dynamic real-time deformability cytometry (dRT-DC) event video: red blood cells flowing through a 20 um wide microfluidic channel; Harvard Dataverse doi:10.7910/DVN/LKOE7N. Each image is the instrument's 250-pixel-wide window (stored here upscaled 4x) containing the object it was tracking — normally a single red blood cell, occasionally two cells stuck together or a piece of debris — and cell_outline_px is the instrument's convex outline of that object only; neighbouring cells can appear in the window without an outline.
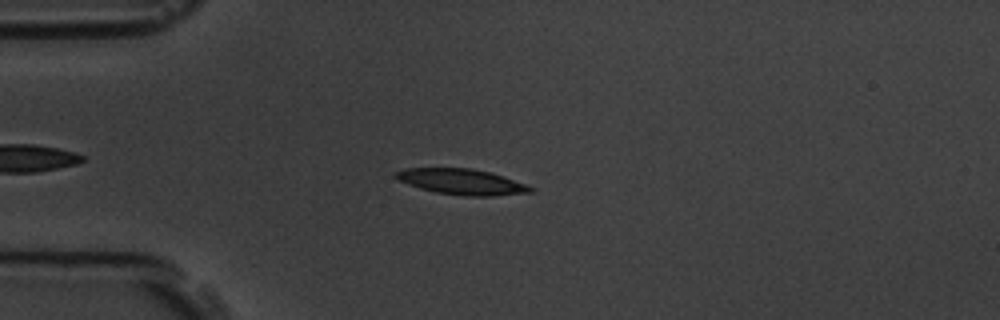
{"species": "common noctule bat (a hibernating species)", "species_latin": "Nyctalus noctula", "temperature_condition": "room temperature", "stored_images_in_passage": 39, "camera_frame_rate_fps": 3000, "um_per_image_px": 0.085, "animal": {"sex": "male", "body_mass_g": 19.5, "forearm_length_mm": 54.6}, "frame": {"image": 1, "passage_image": 5, "time_ms": 1.333, "image_size_px": [1000, 320], "cell_outline_px": [[532, 192], [492, 196], [464, 196], [436, 192], [420, 188], [396, 180], [392, 176], [392, 172], [404, 168], [472, 168], [492, 172], [504, 176], [524, 184], [532, 188]], "centroid_in_image_um": [39.16, 15.43], "position_along_channel_um": 45.8, "area_um2": 20.29}}
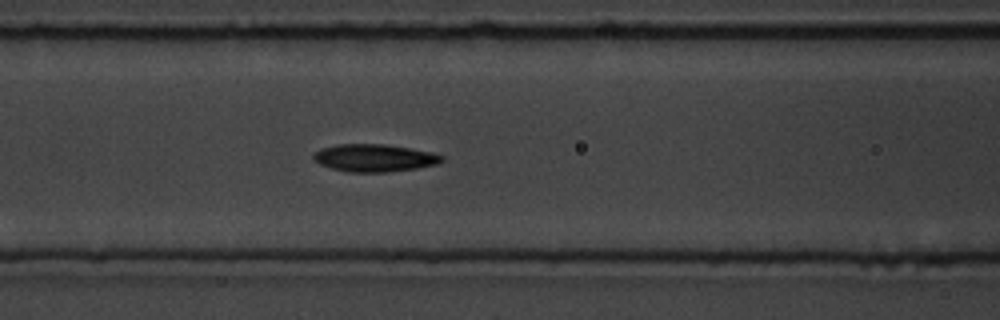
{"frame": {"image": 2, "passage_image": 14, "time_ms": 4.333, "image_size_px": [1000, 320], "cell_outline_px": [[444, 160], [436, 164], [416, 168], [388, 172], [348, 172], [332, 168], [320, 164], [312, 160], [312, 156], [320, 148], [336, 144], [384, 144], [432, 152], [444, 156]], "centroid_in_image_um": [31.79, 13.42], "position_along_channel_um": 134.8, "area_um2": 20.58}}
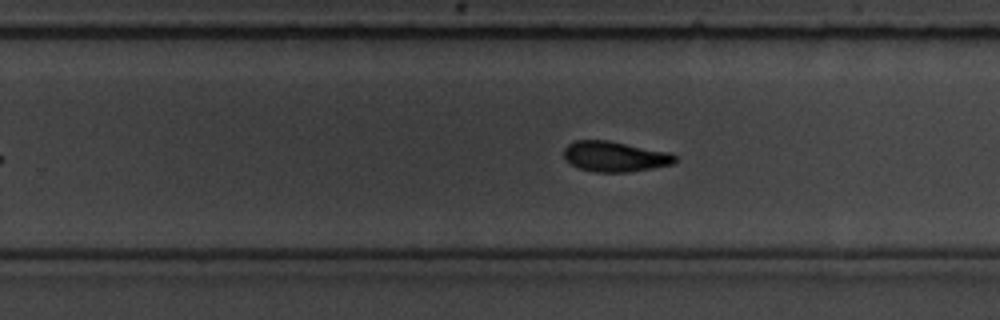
{"frame": {"image": 3, "passage_image": 26, "time_ms": 8.333, "image_size_px": [1000, 320], "cell_outline_px": [[676, 160], [672, 164], [652, 168], [628, 172], [596, 172], [580, 168], [564, 160], [564, 148], [568, 144], [576, 140], [608, 140], [672, 152], [676, 156]], "centroid_in_image_um": [52.27, 13.29], "position_along_channel_um": 277.5, "area_um2": 19.77}, "authors_computed_cell_mechanics": {"area_um2": 20.1722, "velocity_mm_per_s": 3.5815, "shape_relaxation_time_tau1_ms": 3.6409, "shape_relaxation_time_tau2_ms": 4.5737, "deformation_change_tau1": 0.1481, "deformation_change_tau2": 0.1068}}